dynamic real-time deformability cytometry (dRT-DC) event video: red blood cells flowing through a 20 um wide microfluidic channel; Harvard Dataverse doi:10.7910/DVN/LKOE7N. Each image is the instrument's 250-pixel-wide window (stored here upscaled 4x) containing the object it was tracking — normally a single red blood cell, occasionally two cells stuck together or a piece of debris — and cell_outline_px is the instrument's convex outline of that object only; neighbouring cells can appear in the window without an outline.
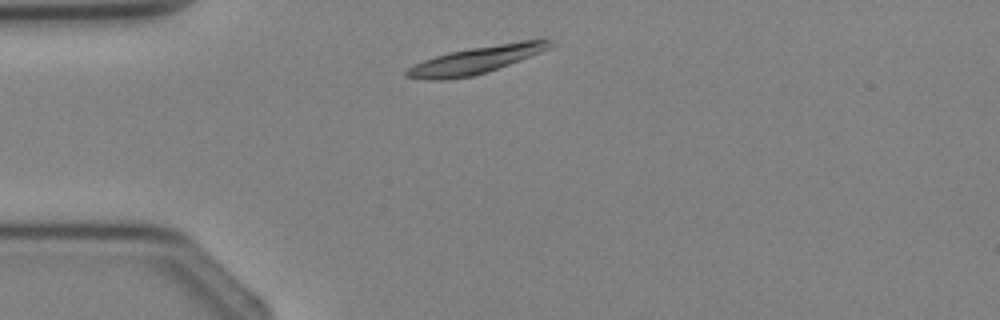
{"species": "Egyptian fruit bat (a non-hibernating species)", "species_latin": "Rousettus aegyptiacus", "temperature_condition": "cold", "stored_images_in_passage": 1, "camera_frame_rate_fps": 3000, "um_per_image_px": 0.085, "animal": {"sex": "female"}, "frame": {"image": 1, "passage_image": 1, "time_ms": 0.0, "image_size_px": [1000, 320], "cell_outline_px": [[556, 44], [540, 52], [520, 60], [488, 72], [472, 76], [444, 80], [428, 80], [404, 76], [404, 72], [412, 64], [448, 52], [544, 36], [552, 40]], "centroid_in_image_um": [40.52, 5.07], "position_along_channel_um": 44.5, "area_um2": 23.06}}